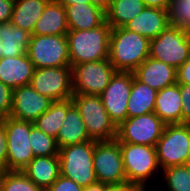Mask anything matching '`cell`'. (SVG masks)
<instances>
[{
  "label": "cell",
  "instance_id": "obj_1",
  "mask_svg": "<svg viewBox=\"0 0 190 191\" xmlns=\"http://www.w3.org/2000/svg\"><path fill=\"white\" fill-rule=\"evenodd\" d=\"M150 40L125 27L110 34L109 61L116 71L133 72L149 57Z\"/></svg>",
  "mask_w": 190,
  "mask_h": 191
},
{
  "label": "cell",
  "instance_id": "obj_2",
  "mask_svg": "<svg viewBox=\"0 0 190 191\" xmlns=\"http://www.w3.org/2000/svg\"><path fill=\"white\" fill-rule=\"evenodd\" d=\"M112 28L105 22L89 30H69L66 34L71 67L90 61L109 59Z\"/></svg>",
  "mask_w": 190,
  "mask_h": 191
},
{
  "label": "cell",
  "instance_id": "obj_3",
  "mask_svg": "<svg viewBox=\"0 0 190 191\" xmlns=\"http://www.w3.org/2000/svg\"><path fill=\"white\" fill-rule=\"evenodd\" d=\"M96 141L59 148L60 175L73 180L82 188L97 182L93 167V152Z\"/></svg>",
  "mask_w": 190,
  "mask_h": 191
},
{
  "label": "cell",
  "instance_id": "obj_4",
  "mask_svg": "<svg viewBox=\"0 0 190 191\" xmlns=\"http://www.w3.org/2000/svg\"><path fill=\"white\" fill-rule=\"evenodd\" d=\"M72 101L91 140L100 142L116 139L117 127L111 121L99 95L74 94Z\"/></svg>",
  "mask_w": 190,
  "mask_h": 191
},
{
  "label": "cell",
  "instance_id": "obj_5",
  "mask_svg": "<svg viewBox=\"0 0 190 191\" xmlns=\"http://www.w3.org/2000/svg\"><path fill=\"white\" fill-rule=\"evenodd\" d=\"M129 184L146 191V180L160 170L155 146L119 142Z\"/></svg>",
  "mask_w": 190,
  "mask_h": 191
},
{
  "label": "cell",
  "instance_id": "obj_6",
  "mask_svg": "<svg viewBox=\"0 0 190 191\" xmlns=\"http://www.w3.org/2000/svg\"><path fill=\"white\" fill-rule=\"evenodd\" d=\"M160 169L186 165L190 159V124L166 125L156 144Z\"/></svg>",
  "mask_w": 190,
  "mask_h": 191
},
{
  "label": "cell",
  "instance_id": "obj_7",
  "mask_svg": "<svg viewBox=\"0 0 190 191\" xmlns=\"http://www.w3.org/2000/svg\"><path fill=\"white\" fill-rule=\"evenodd\" d=\"M149 57L178 69L190 57L188 29L169 25L150 40Z\"/></svg>",
  "mask_w": 190,
  "mask_h": 191
},
{
  "label": "cell",
  "instance_id": "obj_8",
  "mask_svg": "<svg viewBox=\"0 0 190 191\" xmlns=\"http://www.w3.org/2000/svg\"><path fill=\"white\" fill-rule=\"evenodd\" d=\"M27 54L35 69L71 66L66 35H31Z\"/></svg>",
  "mask_w": 190,
  "mask_h": 191
},
{
  "label": "cell",
  "instance_id": "obj_9",
  "mask_svg": "<svg viewBox=\"0 0 190 191\" xmlns=\"http://www.w3.org/2000/svg\"><path fill=\"white\" fill-rule=\"evenodd\" d=\"M71 68L73 94L100 95L116 72L109 59L84 62Z\"/></svg>",
  "mask_w": 190,
  "mask_h": 191
},
{
  "label": "cell",
  "instance_id": "obj_10",
  "mask_svg": "<svg viewBox=\"0 0 190 191\" xmlns=\"http://www.w3.org/2000/svg\"><path fill=\"white\" fill-rule=\"evenodd\" d=\"M7 135L6 170L21 171L33 158L29 134L32 122L15 119L11 116L1 121Z\"/></svg>",
  "mask_w": 190,
  "mask_h": 191
},
{
  "label": "cell",
  "instance_id": "obj_11",
  "mask_svg": "<svg viewBox=\"0 0 190 191\" xmlns=\"http://www.w3.org/2000/svg\"><path fill=\"white\" fill-rule=\"evenodd\" d=\"M93 167L97 182L108 185L127 182L120 144L116 139L95 142Z\"/></svg>",
  "mask_w": 190,
  "mask_h": 191
},
{
  "label": "cell",
  "instance_id": "obj_12",
  "mask_svg": "<svg viewBox=\"0 0 190 191\" xmlns=\"http://www.w3.org/2000/svg\"><path fill=\"white\" fill-rule=\"evenodd\" d=\"M166 124L154 113L126 118L118 127V142L155 146Z\"/></svg>",
  "mask_w": 190,
  "mask_h": 191
},
{
  "label": "cell",
  "instance_id": "obj_13",
  "mask_svg": "<svg viewBox=\"0 0 190 191\" xmlns=\"http://www.w3.org/2000/svg\"><path fill=\"white\" fill-rule=\"evenodd\" d=\"M30 85L35 91L53 101H63L72 98V68L46 67L36 68Z\"/></svg>",
  "mask_w": 190,
  "mask_h": 191
},
{
  "label": "cell",
  "instance_id": "obj_14",
  "mask_svg": "<svg viewBox=\"0 0 190 191\" xmlns=\"http://www.w3.org/2000/svg\"><path fill=\"white\" fill-rule=\"evenodd\" d=\"M133 72L116 71L109 85L99 95L111 119L118 127L127 118V104L132 89Z\"/></svg>",
  "mask_w": 190,
  "mask_h": 191
},
{
  "label": "cell",
  "instance_id": "obj_15",
  "mask_svg": "<svg viewBox=\"0 0 190 191\" xmlns=\"http://www.w3.org/2000/svg\"><path fill=\"white\" fill-rule=\"evenodd\" d=\"M54 101L41 95L31 85L13 89L12 110L10 116L25 121L34 122L45 113Z\"/></svg>",
  "mask_w": 190,
  "mask_h": 191
},
{
  "label": "cell",
  "instance_id": "obj_16",
  "mask_svg": "<svg viewBox=\"0 0 190 191\" xmlns=\"http://www.w3.org/2000/svg\"><path fill=\"white\" fill-rule=\"evenodd\" d=\"M134 77L156 91L177 83V69L148 57L134 71Z\"/></svg>",
  "mask_w": 190,
  "mask_h": 191
},
{
  "label": "cell",
  "instance_id": "obj_17",
  "mask_svg": "<svg viewBox=\"0 0 190 191\" xmlns=\"http://www.w3.org/2000/svg\"><path fill=\"white\" fill-rule=\"evenodd\" d=\"M34 65L28 54L0 58V81L11 89L30 85Z\"/></svg>",
  "mask_w": 190,
  "mask_h": 191
},
{
  "label": "cell",
  "instance_id": "obj_18",
  "mask_svg": "<svg viewBox=\"0 0 190 191\" xmlns=\"http://www.w3.org/2000/svg\"><path fill=\"white\" fill-rule=\"evenodd\" d=\"M168 26L169 19L167 10L146 7L124 27L152 40Z\"/></svg>",
  "mask_w": 190,
  "mask_h": 191
},
{
  "label": "cell",
  "instance_id": "obj_19",
  "mask_svg": "<svg viewBox=\"0 0 190 191\" xmlns=\"http://www.w3.org/2000/svg\"><path fill=\"white\" fill-rule=\"evenodd\" d=\"M21 171L45 191L60 176L59 155L36 156Z\"/></svg>",
  "mask_w": 190,
  "mask_h": 191
},
{
  "label": "cell",
  "instance_id": "obj_20",
  "mask_svg": "<svg viewBox=\"0 0 190 191\" xmlns=\"http://www.w3.org/2000/svg\"><path fill=\"white\" fill-rule=\"evenodd\" d=\"M154 113L166 125L182 123V98L178 83L157 92Z\"/></svg>",
  "mask_w": 190,
  "mask_h": 191
},
{
  "label": "cell",
  "instance_id": "obj_21",
  "mask_svg": "<svg viewBox=\"0 0 190 191\" xmlns=\"http://www.w3.org/2000/svg\"><path fill=\"white\" fill-rule=\"evenodd\" d=\"M64 7L69 30L94 29L106 22L105 12L91 3L71 4Z\"/></svg>",
  "mask_w": 190,
  "mask_h": 191
},
{
  "label": "cell",
  "instance_id": "obj_22",
  "mask_svg": "<svg viewBox=\"0 0 190 191\" xmlns=\"http://www.w3.org/2000/svg\"><path fill=\"white\" fill-rule=\"evenodd\" d=\"M68 31L65 7L50 0L31 35H66Z\"/></svg>",
  "mask_w": 190,
  "mask_h": 191
},
{
  "label": "cell",
  "instance_id": "obj_23",
  "mask_svg": "<svg viewBox=\"0 0 190 191\" xmlns=\"http://www.w3.org/2000/svg\"><path fill=\"white\" fill-rule=\"evenodd\" d=\"M90 140L84 121L80 116L78 109L73 104L67 110L66 117L64 118L56 137V144L58 148H62Z\"/></svg>",
  "mask_w": 190,
  "mask_h": 191
},
{
  "label": "cell",
  "instance_id": "obj_24",
  "mask_svg": "<svg viewBox=\"0 0 190 191\" xmlns=\"http://www.w3.org/2000/svg\"><path fill=\"white\" fill-rule=\"evenodd\" d=\"M31 34L9 22L0 23L2 57L21 56L28 52Z\"/></svg>",
  "mask_w": 190,
  "mask_h": 191
},
{
  "label": "cell",
  "instance_id": "obj_25",
  "mask_svg": "<svg viewBox=\"0 0 190 191\" xmlns=\"http://www.w3.org/2000/svg\"><path fill=\"white\" fill-rule=\"evenodd\" d=\"M50 0H17L14 2L10 23L30 34Z\"/></svg>",
  "mask_w": 190,
  "mask_h": 191
},
{
  "label": "cell",
  "instance_id": "obj_26",
  "mask_svg": "<svg viewBox=\"0 0 190 191\" xmlns=\"http://www.w3.org/2000/svg\"><path fill=\"white\" fill-rule=\"evenodd\" d=\"M157 92L133 77L127 104V118L154 112Z\"/></svg>",
  "mask_w": 190,
  "mask_h": 191
},
{
  "label": "cell",
  "instance_id": "obj_27",
  "mask_svg": "<svg viewBox=\"0 0 190 191\" xmlns=\"http://www.w3.org/2000/svg\"><path fill=\"white\" fill-rule=\"evenodd\" d=\"M146 8L143 0H111L106 14V22L113 28L126 26Z\"/></svg>",
  "mask_w": 190,
  "mask_h": 191
},
{
  "label": "cell",
  "instance_id": "obj_28",
  "mask_svg": "<svg viewBox=\"0 0 190 191\" xmlns=\"http://www.w3.org/2000/svg\"><path fill=\"white\" fill-rule=\"evenodd\" d=\"M73 105L72 98L54 101L50 108L34 122L39 130L56 139L59 129L66 117L67 110Z\"/></svg>",
  "mask_w": 190,
  "mask_h": 191
},
{
  "label": "cell",
  "instance_id": "obj_29",
  "mask_svg": "<svg viewBox=\"0 0 190 191\" xmlns=\"http://www.w3.org/2000/svg\"><path fill=\"white\" fill-rule=\"evenodd\" d=\"M0 191H44L22 171H0Z\"/></svg>",
  "mask_w": 190,
  "mask_h": 191
},
{
  "label": "cell",
  "instance_id": "obj_30",
  "mask_svg": "<svg viewBox=\"0 0 190 191\" xmlns=\"http://www.w3.org/2000/svg\"><path fill=\"white\" fill-rule=\"evenodd\" d=\"M29 140L34 157L58 155L59 148L56 144V139L39 130L34 126L33 122Z\"/></svg>",
  "mask_w": 190,
  "mask_h": 191
},
{
  "label": "cell",
  "instance_id": "obj_31",
  "mask_svg": "<svg viewBox=\"0 0 190 191\" xmlns=\"http://www.w3.org/2000/svg\"><path fill=\"white\" fill-rule=\"evenodd\" d=\"M168 191H190V165H179L162 170Z\"/></svg>",
  "mask_w": 190,
  "mask_h": 191
},
{
  "label": "cell",
  "instance_id": "obj_32",
  "mask_svg": "<svg viewBox=\"0 0 190 191\" xmlns=\"http://www.w3.org/2000/svg\"><path fill=\"white\" fill-rule=\"evenodd\" d=\"M167 13L169 25L190 29V0H171Z\"/></svg>",
  "mask_w": 190,
  "mask_h": 191
},
{
  "label": "cell",
  "instance_id": "obj_33",
  "mask_svg": "<svg viewBox=\"0 0 190 191\" xmlns=\"http://www.w3.org/2000/svg\"><path fill=\"white\" fill-rule=\"evenodd\" d=\"M13 89L0 81V121L10 116L12 110Z\"/></svg>",
  "mask_w": 190,
  "mask_h": 191
},
{
  "label": "cell",
  "instance_id": "obj_34",
  "mask_svg": "<svg viewBox=\"0 0 190 191\" xmlns=\"http://www.w3.org/2000/svg\"><path fill=\"white\" fill-rule=\"evenodd\" d=\"M82 187L71 179L60 175L45 191H82Z\"/></svg>",
  "mask_w": 190,
  "mask_h": 191
},
{
  "label": "cell",
  "instance_id": "obj_35",
  "mask_svg": "<svg viewBox=\"0 0 190 191\" xmlns=\"http://www.w3.org/2000/svg\"><path fill=\"white\" fill-rule=\"evenodd\" d=\"M182 98V123L190 124V84H179Z\"/></svg>",
  "mask_w": 190,
  "mask_h": 191
},
{
  "label": "cell",
  "instance_id": "obj_36",
  "mask_svg": "<svg viewBox=\"0 0 190 191\" xmlns=\"http://www.w3.org/2000/svg\"><path fill=\"white\" fill-rule=\"evenodd\" d=\"M7 154V135L4 124L0 121V171L6 170Z\"/></svg>",
  "mask_w": 190,
  "mask_h": 191
},
{
  "label": "cell",
  "instance_id": "obj_37",
  "mask_svg": "<svg viewBox=\"0 0 190 191\" xmlns=\"http://www.w3.org/2000/svg\"><path fill=\"white\" fill-rule=\"evenodd\" d=\"M14 2L0 0V23L9 22L13 13Z\"/></svg>",
  "mask_w": 190,
  "mask_h": 191
},
{
  "label": "cell",
  "instance_id": "obj_38",
  "mask_svg": "<svg viewBox=\"0 0 190 191\" xmlns=\"http://www.w3.org/2000/svg\"><path fill=\"white\" fill-rule=\"evenodd\" d=\"M177 83L190 84V57L177 69Z\"/></svg>",
  "mask_w": 190,
  "mask_h": 191
},
{
  "label": "cell",
  "instance_id": "obj_39",
  "mask_svg": "<svg viewBox=\"0 0 190 191\" xmlns=\"http://www.w3.org/2000/svg\"><path fill=\"white\" fill-rule=\"evenodd\" d=\"M106 191H143L141 188L129 184L128 182H124L121 184H107Z\"/></svg>",
  "mask_w": 190,
  "mask_h": 191
},
{
  "label": "cell",
  "instance_id": "obj_40",
  "mask_svg": "<svg viewBox=\"0 0 190 191\" xmlns=\"http://www.w3.org/2000/svg\"><path fill=\"white\" fill-rule=\"evenodd\" d=\"M146 7H155L167 10L171 0H143Z\"/></svg>",
  "mask_w": 190,
  "mask_h": 191
},
{
  "label": "cell",
  "instance_id": "obj_41",
  "mask_svg": "<svg viewBox=\"0 0 190 191\" xmlns=\"http://www.w3.org/2000/svg\"><path fill=\"white\" fill-rule=\"evenodd\" d=\"M107 184L96 182L94 184L84 187L82 191H106Z\"/></svg>",
  "mask_w": 190,
  "mask_h": 191
},
{
  "label": "cell",
  "instance_id": "obj_42",
  "mask_svg": "<svg viewBox=\"0 0 190 191\" xmlns=\"http://www.w3.org/2000/svg\"><path fill=\"white\" fill-rule=\"evenodd\" d=\"M91 4L106 12L111 4V0H90Z\"/></svg>",
  "mask_w": 190,
  "mask_h": 191
},
{
  "label": "cell",
  "instance_id": "obj_43",
  "mask_svg": "<svg viewBox=\"0 0 190 191\" xmlns=\"http://www.w3.org/2000/svg\"><path fill=\"white\" fill-rule=\"evenodd\" d=\"M62 6H68L71 4H88L91 3L90 0H52Z\"/></svg>",
  "mask_w": 190,
  "mask_h": 191
},
{
  "label": "cell",
  "instance_id": "obj_44",
  "mask_svg": "<svg viewBox=\"0 0 190 191\" xmlns=\"http://www.w3.org/2000/svg\"><path fill=\"white\" fill-rule=\"evenodd\" d=\"M2 45H1V41H0V58L2 57Z\"/></svg>",
  "mask_w": 190,
  "mask_h": 191
},
{
  "label": "cell",
  "instance_id": "obj_45",
  "mask_svg": "<svg viewBox=\"0 0 190 191\" xmlns=\"http://www.w3.org/2000/svg\"><path fill=\"white\" fill-rule=\"evenodd\" d=\"M188 37H189V40H190V29H188Z\"/></svg>",
  "mask_w": 190,
  "mask_h": 191
}]
</instances>
